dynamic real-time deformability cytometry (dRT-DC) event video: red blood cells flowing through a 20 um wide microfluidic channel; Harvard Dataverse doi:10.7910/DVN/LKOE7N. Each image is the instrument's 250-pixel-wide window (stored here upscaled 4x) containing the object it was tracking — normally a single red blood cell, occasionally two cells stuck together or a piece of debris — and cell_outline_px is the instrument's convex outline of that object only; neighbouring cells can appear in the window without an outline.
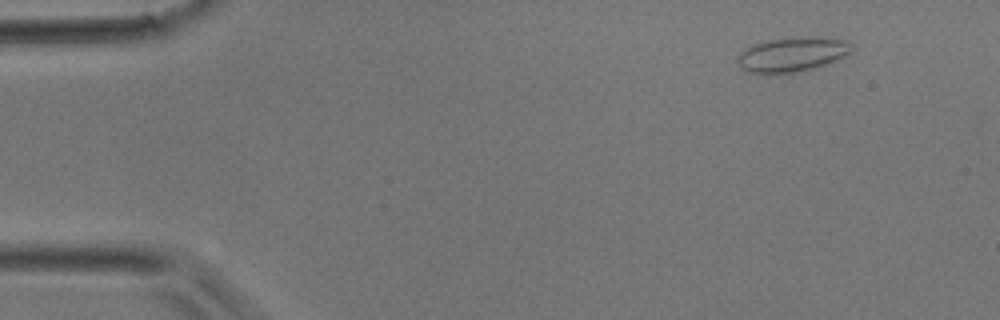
{"species": "common noctule bat (a hibernating species)", "species_latin": "Nyctalus noctula", "temperature_condition": "room temperature", "stored_images_in_passage": 37, "camera_frame_rate_fps": 3000, "um_per_image_px": 0.085, "animal": {"sex": "male", "body_mass_g": 17.9}, "frame": {"image": 1, "passage_image": 1, "time_ms": 0.0, "image_size_px": [1000, 320], "cell_outline_px": [[852, 52], [828, 64], [812, 68], [792, 72], [748, 72], [740, 68], [736, 60], [736, 56], [740, 52], [752, 44], [764, 40], [844, 40], [848, 44]], "centroid_in_image_um": [67.21, 4.68], "position_along_channel_um": 17.8, "area_um2": 21.5}}
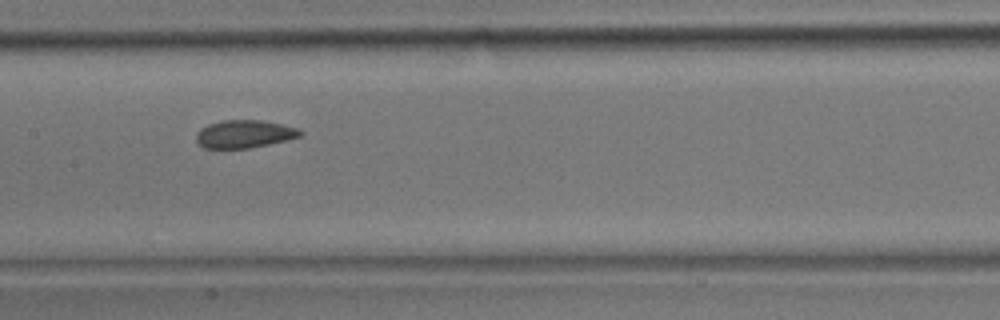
{"frame": {"image": 2, "passage_image": 17, "time_ms": 5.333, "image_size_px": [1000, 320], "cell_outline_px": [[304, 132], [300, 136], [288, 140], [248, 148], [204, 148], [196, 144], [196, 132], [200, 128], [208, 124], [224, 120], [260, 120], [280, 124], [296, 128]], "centroid_in_image_um": [20.72, 11.39], "position_along_channel_um": 186.7, "area_um2": 16.88}}
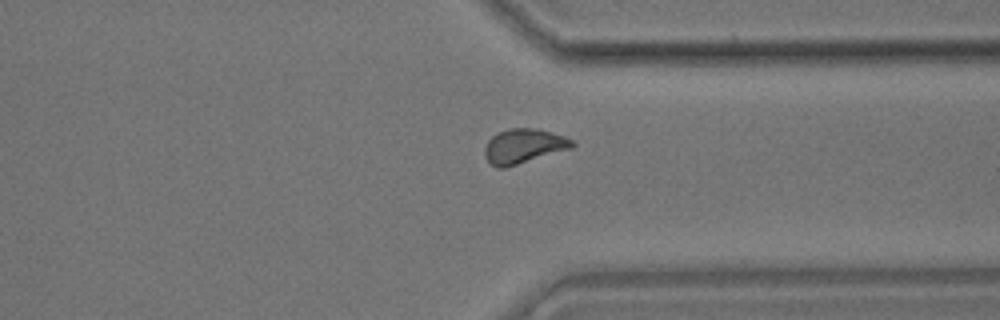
{"frame": {"image": 3, "passage_image": 28, "time_ms": 9.0, "image_size_px": [1000, 320], "cell_outline_px": [[576, 144], [572, 148], [504, 168], [496, 168], [484, 156], [484, 148], [488, 140], [496, 132], [508, 128], [536, 128], [552, 132], [564, 136], [572, 140]], "centroid_in_image_um": [44.49, 12.4], "position_along_channel_um": 366.9, "area_um2": 17.69}}